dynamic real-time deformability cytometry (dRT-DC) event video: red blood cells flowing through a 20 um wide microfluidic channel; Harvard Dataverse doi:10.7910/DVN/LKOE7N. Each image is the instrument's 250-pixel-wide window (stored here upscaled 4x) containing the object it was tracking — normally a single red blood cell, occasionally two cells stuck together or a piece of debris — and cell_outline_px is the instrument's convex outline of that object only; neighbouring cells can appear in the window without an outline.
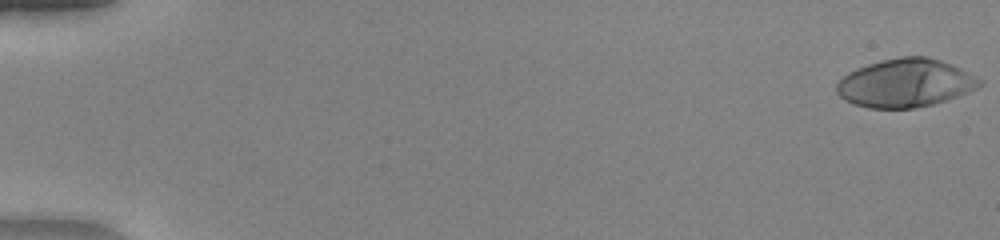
{"species": "human", "species_latin": "Homo sapiens", "temperature_condition": "warm", "stored_images_in_passage": 52, "camera_frame_rate_fps": 3000, "um_per_image_px": 0.085, "donor": {"sex": "female"}, "frame": {"image": 1, "passage_image": 1, "time_ms": 0.0, "image_size_px": [1000, 240], "cell_outline_px": [[984, 84], [968, 92], [948, 100], [916, 108], [868, 108], [852, 104], [844, 100], [836, 92], [836, 84], [848, 72], [856, 68], [880, 60], [900, 56], [924, 56], [940, 60], [952, 64], [984, 80]], "centroid_in_image_um": [76.96, 7.06], "position_along_channel_um": 8.0, "area_um2": 40.52}}
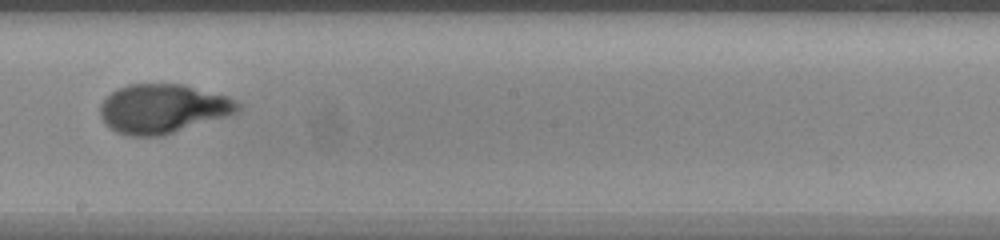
{"frame": {"image": 2, "passage_image": 31, "time_ms": 10.0, "image_size_px": [1000, 240], "cell_outline_px": [[240, 108], [236, 112], [164, 136], [132, 136], [116, 132], [104, 124], [100, 116], [100, 104], [116, 88], [128, 84], [184, 84], [228, 96], [240, 104]], "centroid_in_image_um": [13.8, 9.23], "position_along_channel_um": 234.4, "area_um2": 39.36}}
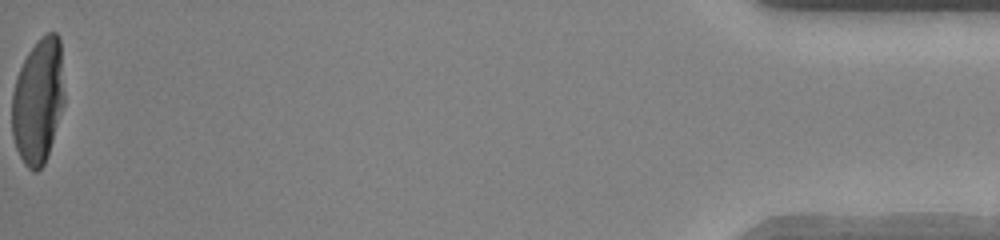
{"frame": {"image": 3, "passage_image": 52, "time_ms": 17.0, "image_size_px": [1000, 240], "cell_outline_px": [[64, 104], [44, 164], [36, 172], [32, 172], [24, 164], [16, 148], [12, 136], [12, 92], [16, 76], [28, 52], [48, 32], [56, 32], [60, 36], [64, 92]], "centroid_in_image_um": [3.23, 8.58], "position_along_channel_um": 432.0, "area_um2": 38.15}, "authors_computed_cell_mechanics": {"area_um2": 38.9572, "velocity_mm_per_s": 4.1, "shape_relaxation_time_tau1_ms": 4.4933, "shape_relaxation_time_tau2_ms": null, "deformation_change_tau1": 0.2957, "deformation_change_tau2": null}}